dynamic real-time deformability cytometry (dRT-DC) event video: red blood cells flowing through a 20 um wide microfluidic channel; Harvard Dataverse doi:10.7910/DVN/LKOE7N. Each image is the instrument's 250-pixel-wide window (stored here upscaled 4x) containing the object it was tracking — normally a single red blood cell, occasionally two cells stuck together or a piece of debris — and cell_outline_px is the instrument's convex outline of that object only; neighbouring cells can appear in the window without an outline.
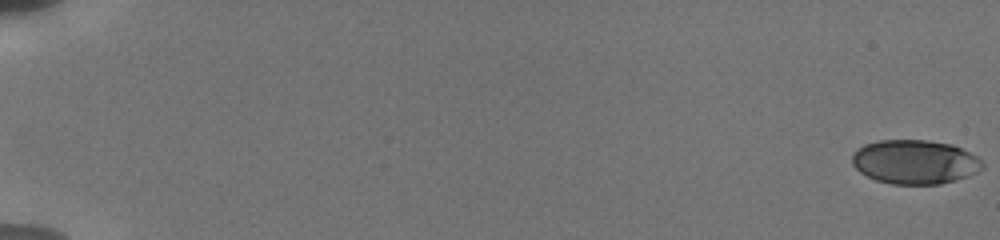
{"species": "human", "species_latin": "Homo sapiens", "temperature_condition": "cold", "stored_images_in_passage": 34, "camera_frame_rate_fps": 3000, "um_per_image_px": 0.085, "donor": {"sex": "male"}, "frame": {"image": 1, "passage_image": 1, "time_ms": 0.0, "image_size_px": [1000, 240], "cell_outline_px": [[984, 168], [968, 176], [956, 180], [940, 184], [892, 184], [876, 180], [860, 172], [852, 164], [852, 152], [864, 144], [880, 140], [928, 140], [952, 144], [976, 156], [984, 164]], "centroid_in_image_um": [77.75, 13.76], "position_along_channel_um": 7.2, "area_um2": 33.58}}
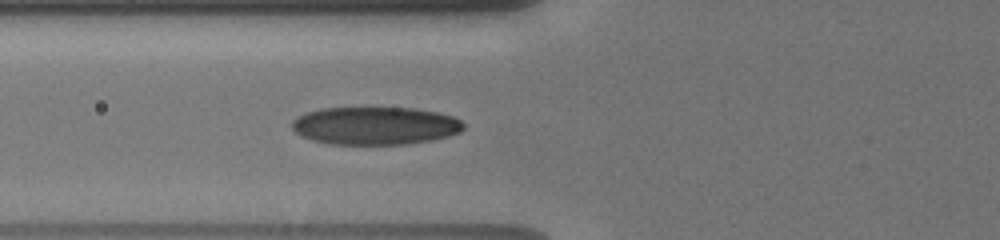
{"frame": {"image": 2, "passage_image": 23, "time_ms": 7.667, "image_size_px": [1000, 240], "cell_outline_px": [[464, 128], [460, 132], [448, 136], [432, 140], [408, 144], [332, 144], [312, 140], [300, 136], [292, 128], [292, 120], [308, 112], [320, 108], [412, 108], [436, 112], [452, 116], [460, 120], [464, 124]], "centroid_in_image_um": [31.89, 10.69], "position_along_channel_um": 93.9, "area_um2": 37.8}}
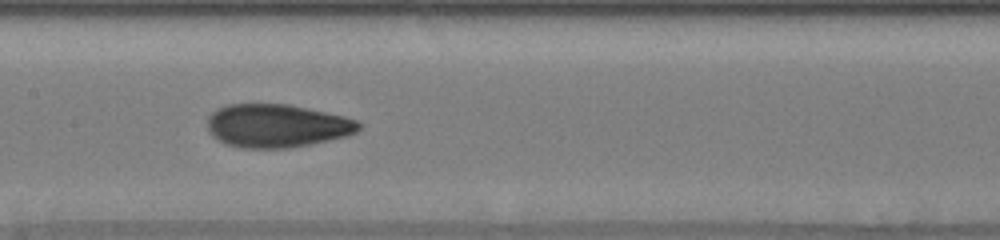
{"frame": {"image": 3, "passage_image": 33, "time_ms": 10.0, "image_size_px": [1000, 240], "cell_outline_px": [[360, 128], [356, 132], [348, 136], [288, 148], [240, 148], [224, 144], [212, 136], [208, 132], [208, 116], [216, 108], [228, 104], [288, 104], [344, 116], [356, 120], [360, 124]], "centroid_in_image_um": [23.49, 10.69], "position_along_channel_um": 183.9, "area_um2": 38.26}}